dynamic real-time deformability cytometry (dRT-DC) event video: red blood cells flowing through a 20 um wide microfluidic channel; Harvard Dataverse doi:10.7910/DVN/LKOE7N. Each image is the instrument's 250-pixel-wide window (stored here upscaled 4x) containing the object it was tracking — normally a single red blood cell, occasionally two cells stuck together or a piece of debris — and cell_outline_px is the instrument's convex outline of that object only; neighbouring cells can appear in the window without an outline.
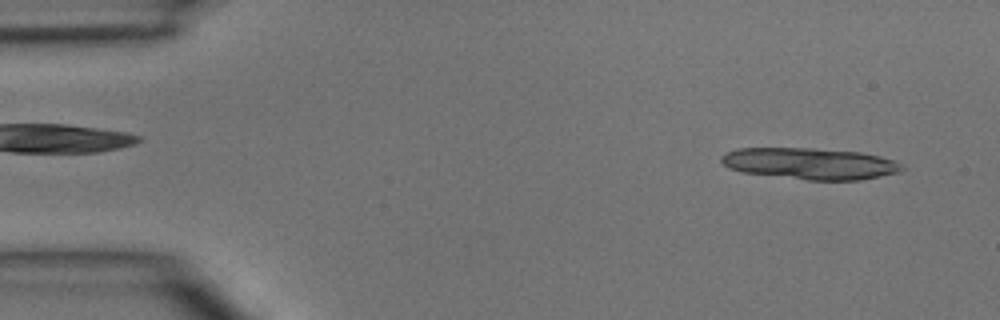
{"species": "common noctule bat (a hibernating species)", "species_latin": "Nyctalus noctula", "temperature_condition": "room temperature", "stored_images_in_passage": 4, "camera_frame_rate_fps": 3000, "um_per_image_px": 0.085, "animal": {"sex": "male", "body_mass_g": 15.6}, "frame": {"image": 1, "passage_image": 4, "time_ms": 4.333, "image_size_px": [1000, 320], "cell_outline_px": [[904, 168], [900, 172], [860, 180], [808, 180], [740, 172], [728, 168], [720, 160], [720, 156], [724, 152], [736, 148], [812, 148], [860, 152], [892, 160], [904, 164]], "centroid_in_image_um": [68.8, 13.9], "position_along_channel_um": 16.2, "area_um2": 33.23}}